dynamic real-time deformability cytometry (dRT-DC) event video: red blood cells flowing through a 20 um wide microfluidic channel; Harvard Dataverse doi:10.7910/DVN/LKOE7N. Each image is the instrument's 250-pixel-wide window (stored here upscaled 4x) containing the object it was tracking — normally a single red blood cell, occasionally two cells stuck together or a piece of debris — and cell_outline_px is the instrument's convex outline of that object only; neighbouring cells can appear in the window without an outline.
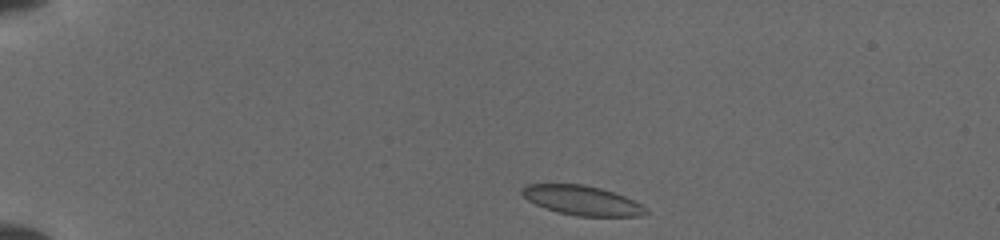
{"species": "common noctule bat (a hibernating species)", "species_latin": "Nyctalus noctula", "temperature_condition": "cold", "stored_images_in_passage": 20, "camera_frame_rate_fps": 3000, "um_per_image_px": 0.085, "animal": {"sex": "female", "body_mass_g": 19.5, "forearm_length_mm": 54.1}, "frame": {"image": 1, "passage_image": 1, "time_ms": 0.0, "image_size_px": [1000, 240], "cell_outline_px": [[648, 212], [644, 216], [576, 216], [556, 212], [544, 208], [528, 200], [520, 192], [520, 188], [524, 184], [584, 184], [600, 188], [624, 196], [648, 208]], "centroid_in_image_um": [49.45, 17.04], "position_along_channel_um": 35.6, "area_um2": 21.39}}
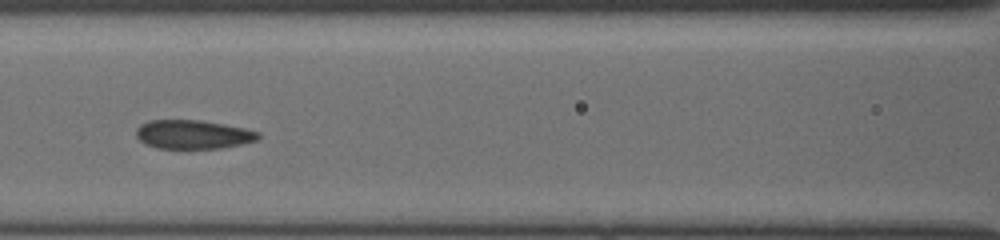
{"frame": {"image": 2, "passage_image": 9, "time_ms": 4.667, "image_size_px": [1000, 240], "cell_outline_px": [[260, 140], [224, 148], [156, 148], [144, 144], [136, 136], [136, 128], [140, 124], [148, 120], [200, 120], [224, 124], [244, 128], [260, 132]], "centroid_in_image_um": [16.42, 11.43], "position_along_channel_um": 150.2, "area_um2": 20.75}}
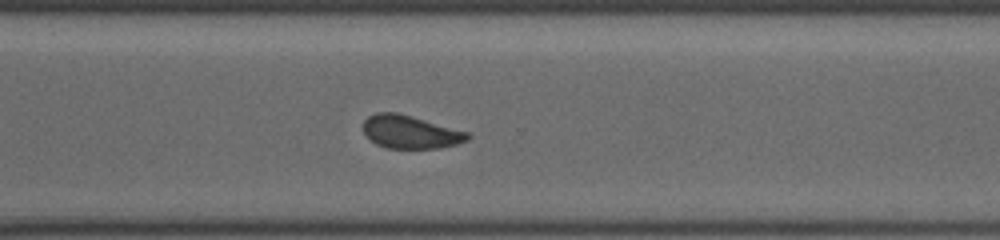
{"frame": {"image": 3, "passage_image": 20, "time_ms": 9.333, "image_size_px": [1000, 240], "cell_outline_px": [[472, 136], [468, 140], [456, 144], [440, 148], [388, 148], [376, 144], [364, 132], [364, 120], [368, 116], [376, 112], [396, 112], [412, 116], [468, 132]], "centroid_in_image_um": [34.89, 11.21], "position_along_channel_um": 335.7, "area_um2": 20.0}}